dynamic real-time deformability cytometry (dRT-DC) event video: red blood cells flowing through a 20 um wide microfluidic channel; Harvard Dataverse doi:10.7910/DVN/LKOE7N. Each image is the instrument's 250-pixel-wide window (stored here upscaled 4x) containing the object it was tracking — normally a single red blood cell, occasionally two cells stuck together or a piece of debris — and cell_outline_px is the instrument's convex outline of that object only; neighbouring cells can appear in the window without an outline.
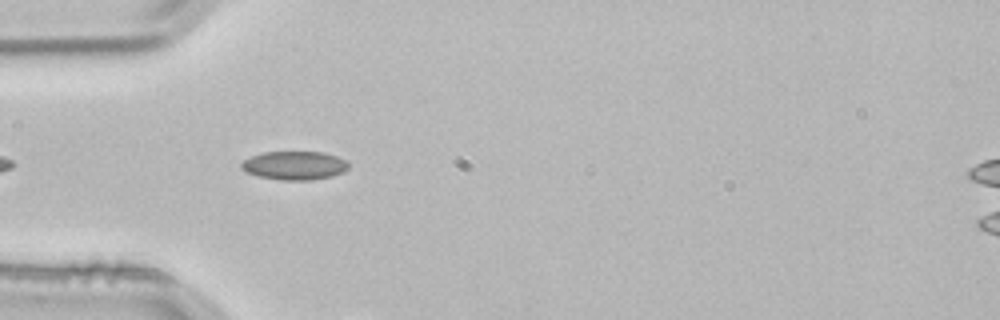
{"species": "common noctule bat (a hibernating species)", "species_latin": "Nyctalus noctula", "temperature_condition": "room temperature", "stored_images_in_passage": 8, "camera_frame_rate_fps": 3000, "um_per_image_px": 0.085, "animal": {"sex": "male", "body_mass_g": 21.5, "forearm_length_mm": 52.0}, "frame": {"image": 1, "passage_image": 3, "time_ms": 0.667, "image_size_px": [1000, 320], "cell_outline_px": [[348, 168], [344, 172], [332, 176], [312, 180], [280, 180], [260, 176], [244, 172], [240, 168], [240, 164], [244, 160], [252, 156], [264, 152], [324, 152], [336, 156], [344, 160], [348, 164]], "centroid_in_image_um": [25.02, 14.07], "position_along_channel_um": 60.0, "area_um2": 17.86}}